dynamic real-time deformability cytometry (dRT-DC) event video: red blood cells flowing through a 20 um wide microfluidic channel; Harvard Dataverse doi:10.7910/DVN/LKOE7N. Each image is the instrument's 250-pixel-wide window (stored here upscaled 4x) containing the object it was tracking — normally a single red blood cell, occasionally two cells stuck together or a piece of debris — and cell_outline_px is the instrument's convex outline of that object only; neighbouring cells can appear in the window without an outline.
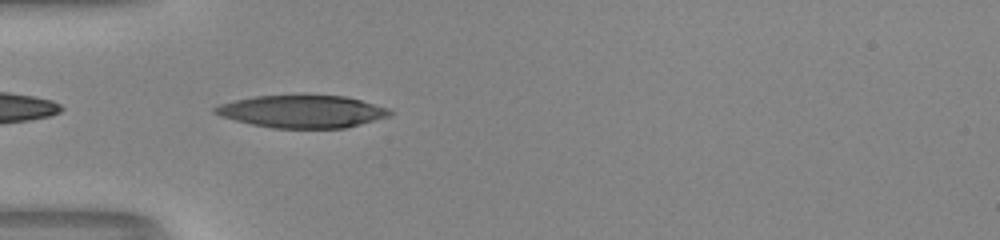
{"species": "human", "species_latin": "Homo sapiens", "temperature_condition": "room temperature", "stored_images_in_passage": 31, "camera_frame_rate_fps": 3000, "um_per_image_px": 0.085, "donor": {"sex": "male"}, "frame": {"image": 1, "passage_image": 1, "time_ms": 0.0, "image_size_px": [1000, 240], "cell_outline_px": [[392, 112], [388, 116], [344, 128], [272, 128], [252, 124], [220, 116], [212, 112], [212, 108], [220, 104], [236, 100], [256, 96], [344, 96], [360, 100], [388, 108]], "centroid_in_image_um": [25.64, 9.48], "position_along_channel_um": 59.4, "area_um2": 32.54}, "authors_computed_cell_mechanics": {"area_um2": 33.5818, "velocity_mm_per_s": 4.0284, "shape_relaxation_time_tau1_ms": 5.3227, "shape_relaxation_time_tau2_ms": 1.0548, "deformation_change_tau1": 0.2731, "deformation_change_tau2": 0.077}}